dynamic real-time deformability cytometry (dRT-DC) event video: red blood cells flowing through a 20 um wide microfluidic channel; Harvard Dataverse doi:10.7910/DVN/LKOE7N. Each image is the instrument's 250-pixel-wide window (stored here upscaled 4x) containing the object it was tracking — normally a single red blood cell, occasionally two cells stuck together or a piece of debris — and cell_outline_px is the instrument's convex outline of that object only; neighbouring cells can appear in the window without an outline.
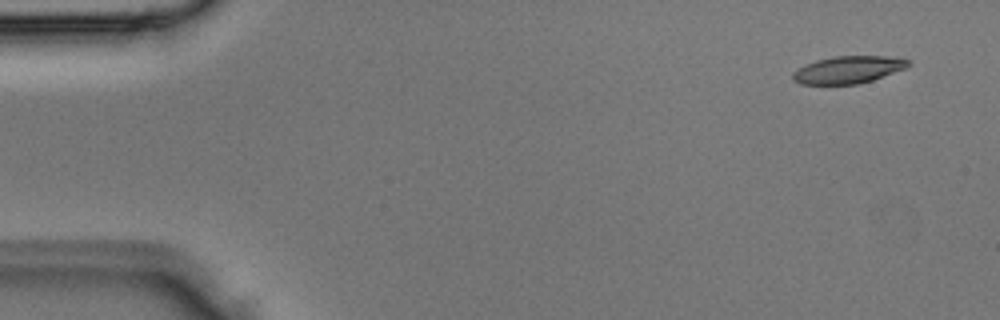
{"species": "Egyptian fruit bat (a non-hibernating species)", "species_latin": "Rousettus aegyptiacus", "temperature_condition": "room temperature", "stored_images_in_passage": 3, "camera_frame_rate_fps": 3000, "um_per_image_px": 0.085, "animal": {"sex": "male"}, "frame": {"image": 1, "passage_image": 1, "time_ms": 0.0, "image_size_px": [1000, 320], "cell_outline_px": [[912, 64], [904, 68], [872, 80], [856, 84], [800, 84], [792, 80], [792, 72], [816, 60], [832, 56], [888, 56], [908, 60]], "centroid_in_image_um": [72.07, 5.92], "position_along_channel_um": 12.9, "area_um2": 18.15}}